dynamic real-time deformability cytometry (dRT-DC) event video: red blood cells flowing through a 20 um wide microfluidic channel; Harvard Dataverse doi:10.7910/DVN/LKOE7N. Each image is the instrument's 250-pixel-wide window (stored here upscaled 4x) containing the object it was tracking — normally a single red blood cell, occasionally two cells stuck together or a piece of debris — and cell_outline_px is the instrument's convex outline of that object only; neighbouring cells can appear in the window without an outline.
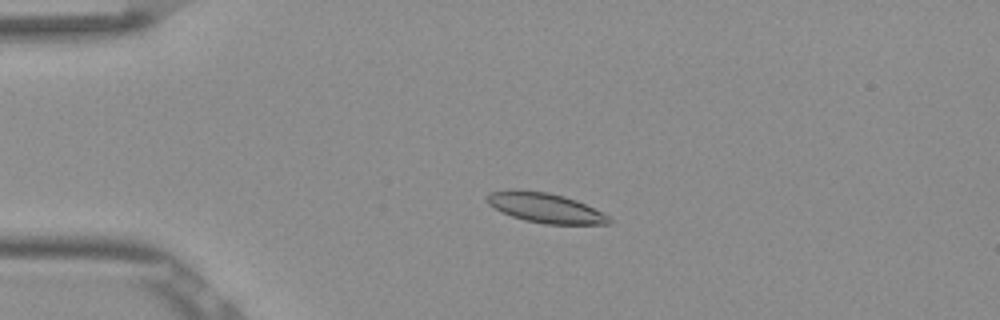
{"species": "Egyptian fruit bat (a non-hibernating species)", "species_latin": "Rousettus aegyptiacus", "temperature_condition": "room temperature", "stored_images_in_passage": 53, "camera_frame_rate_fps": 3000, "um_per_image_px": 0.085, "frame": {"image": 1, "passage_image": 12, "time_ms": 3.667, "image_size_px": [1000, 320], "cell_outline_px": [[612, 224], [544, 224], [524, 220], [512, 216], [488, 204], [484, 196], [492, 192], [548, 192], [564, 196], [576, 200], [604, 212], [612, 220]], "centroid_in_image_um": [46.45, 17.71], "position_along_channel_um": 38.5, "area_um2": 20.58}}
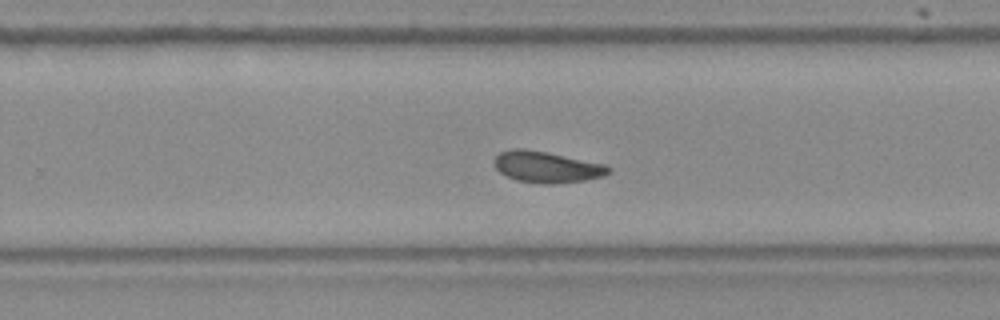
{"frame": {"image": 2, "passage_image": 34, "time_ms": 11.0, "image_size_px": [1000, 320], "cell_outline_px": [[612, 168], [604, 176], [584, 180], [552, 184], [544, 184], [516, 180], [500, 172], [492, 164], [492, 160], [500, 152], [512, 148], [524, 148], [604, 164]], "centroid_in_image_um": [46.41, 14.19], "position_along_channel_um": 283.4, "area_um2": 20.63}}
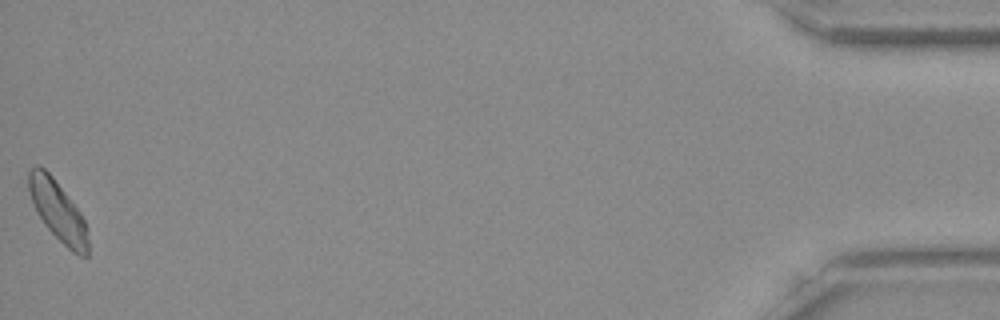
{"frame": {"image": 3, "passage_image": 53, "time_ms": 17.333, "image_size_px": [1000, 320], "cell_outline_px": [[88, 256], [80, 256], [72, 252], [44, 224], [36, 212], [28, 188], [28, 172], [36, 164], [40, 164], [52, 176], [80, 212], [84, 220], [88, 240]], "centroid_in_image_um": [4.9, 17.91], "position_along_channel_um": 430.3, "area_um2": 20.46}, "authors_computed_cell_mechanics": {"area_um2": 20.6346, "velocity_mm_per_s": 3.8079, "shape_relaxation_time_tau1_ms": 6.3286, "shape_relaxation_time_tau2_ms": 3.8424, "deformation_change_tau1": 0.1421, "deformation_change_tau2": 0.0952}}